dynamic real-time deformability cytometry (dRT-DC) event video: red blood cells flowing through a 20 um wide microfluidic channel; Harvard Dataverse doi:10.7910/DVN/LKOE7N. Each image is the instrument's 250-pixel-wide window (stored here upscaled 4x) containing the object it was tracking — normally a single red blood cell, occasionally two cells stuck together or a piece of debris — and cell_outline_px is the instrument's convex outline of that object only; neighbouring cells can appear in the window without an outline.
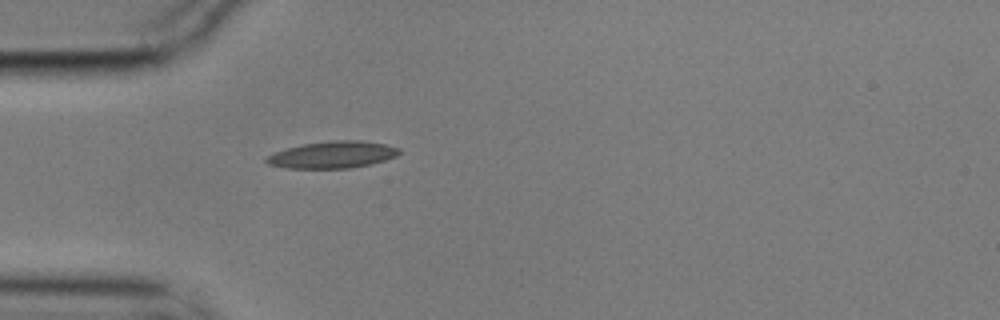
{"species": "common noctule bat (a hibernating species)", "species_latin": "Nyctalus noctula", "temperature_condition": "cold", "stored_images_in_passage": 1, "camera_frame_rate_fps": 3000, "um_per_image_px": 0.085, "animal": {"sex": "male", "body_mass_g": 17.9}, "frame": {"image": 1, "passage_image": 1, "time_ms": 0.0, "image_size_px": [1000, 320], "cell_outline_px": [[400, 152], [396, 156], [372, 164], [348, 168], [288, 168], [268, 164], [264, 160], [268, 156], [276, 152], [288, 148], [304, 144], [332, 140], [360, 140], [384, 144], [400, 148]], "centroid_in_image_um": [28.29, 13.15], "position_along_channel_um": 56.7, "area_um2": 20.58}}